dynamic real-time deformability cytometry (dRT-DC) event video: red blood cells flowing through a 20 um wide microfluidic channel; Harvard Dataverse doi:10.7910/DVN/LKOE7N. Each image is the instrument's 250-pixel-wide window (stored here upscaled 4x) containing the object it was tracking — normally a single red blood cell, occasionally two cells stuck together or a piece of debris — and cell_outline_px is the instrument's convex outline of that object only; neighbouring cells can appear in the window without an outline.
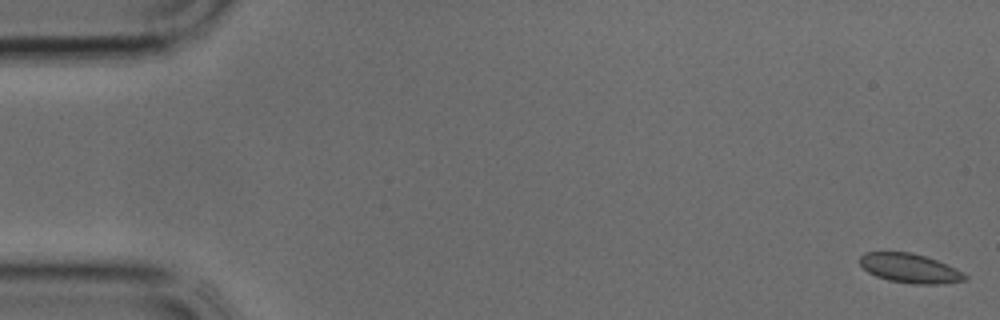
{"species": "common noctule bat (a hibernating species)", "species_latin": "Nyctalus noctula", "temperature_condition": "cold", "stored_images_in_passage": 39, "camera_frame_rate_fps": 3000, "um_per_image_px": 0.085, "animal": {"sex": "male", "body_mass_g": 17.9, "forearm_length_mm": 54.2}, "frame": {"image": 1, "passage_image": 1, "time_ms": 0.0, "image_size_px": [1000, 320], "cell_outline_px": [[968, 280], [940, 284], [912, 284], [888, 280], [876, 276], [868, 272], [860, 264], [860, 256], [864, 252], [912, 252], [936, 260], [956, 268], [964, 272], [968, 276]], "centroid_in_image_um": [77.36, 22.81], "position_along_channel_um": 7.6, "area_um2": 18.03}}
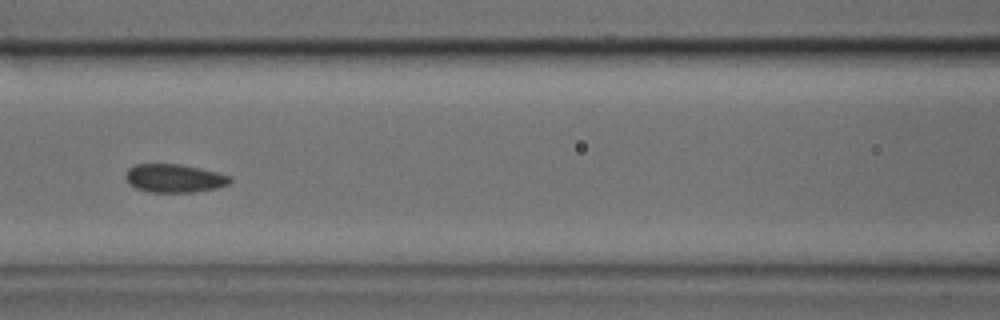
{"frame": {"image": 2, "passage_image": 17, "time_ms": 5.333, "image_size_px": [1000, 320], "cell_outline_px": [[232, 180], [228, 184], [216, 188], [192, 192], [148, 192], [136, 188], [128, 184], [124, 176], [128, 168], [136, 164], [180, 164], [200, 168], [232, 176]], "centroid_in_image_um": [14.79, 15.15], "position_along_channel_um": 151.8, "area_um2": 17.34}}
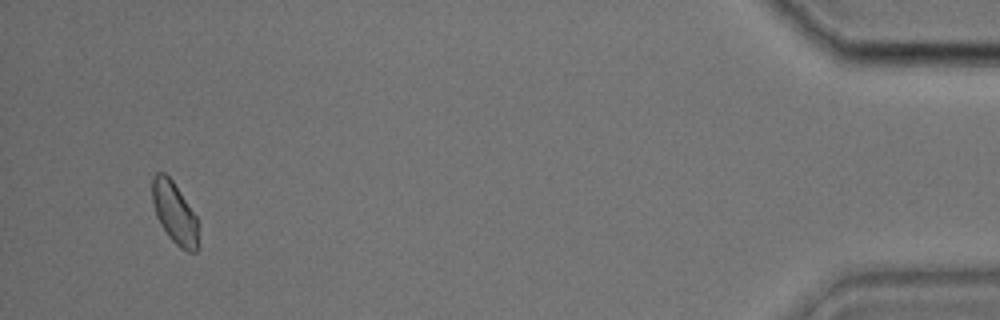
{"frame": {"image": 3, "passage_image": 37, "time_ms": 12.0, "image_size_px": [1000, 320], "cell_outline_px": [[196, 252], [188, 252], [180, 248], [168, 236], [160, 224], [156, 216], [152, 200], [152, 176], [156, 172], [164, 172], [172, 180], [196, 216]], "centroid_in_image_um": [14.78, 18.06], "position_along_channel_um": 420.4, "area_um2": 16.18}}